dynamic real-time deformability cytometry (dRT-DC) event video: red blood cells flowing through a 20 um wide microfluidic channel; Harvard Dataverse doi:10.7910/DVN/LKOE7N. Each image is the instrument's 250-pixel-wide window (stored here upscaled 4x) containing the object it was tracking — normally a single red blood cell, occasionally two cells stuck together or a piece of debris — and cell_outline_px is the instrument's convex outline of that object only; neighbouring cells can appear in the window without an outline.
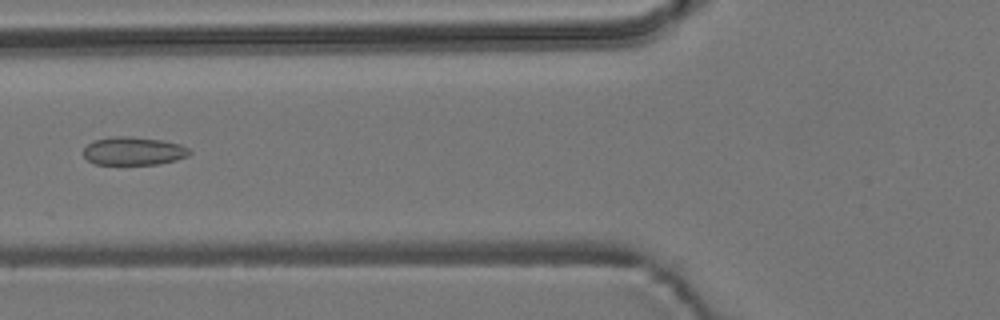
{"species": "common noctule bat (a hibernating species)", "species_latin": "Nyctalus noctula", "temperature_condition": "room temperature", "stored_images_in_passage": 3, "camera_frame_rate_fps": 3000, "um_per_image_px": 0.085, "animal": {"sex": "male", "body_mass_g": 19.2, "forearm_length_mm": 51.8}, "frame": {"image": 1, "passage_image": 3, "time_ms": 2.333, "image_size_px": [1000, 320], "cell_outline_px": [[192, 152], [188, 156], [176, 160], [156, 164], [96, 164], [88, 160], [84, 156], [84, 148], [88, 144], [96, 140], [116, 136], [132, 136], [160, 140], [180, 144], [188, 148]], "centroid_in_image_um": [11.37, 12.84], "position_along_channel_um": 114.4, "area_um2": 17.28}}